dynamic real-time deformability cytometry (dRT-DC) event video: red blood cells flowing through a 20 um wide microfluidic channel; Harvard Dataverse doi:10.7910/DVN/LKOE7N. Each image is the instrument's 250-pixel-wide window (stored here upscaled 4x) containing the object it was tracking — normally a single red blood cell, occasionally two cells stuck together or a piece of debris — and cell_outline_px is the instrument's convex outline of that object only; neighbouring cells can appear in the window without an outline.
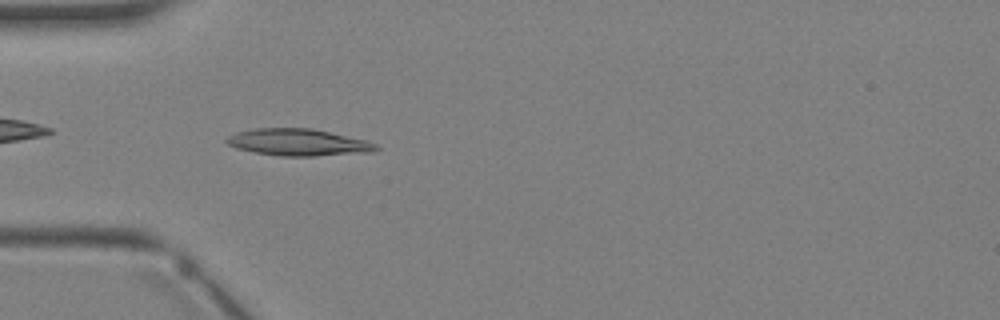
{"species": "Egyptian fruit bat (a non-hibernating species)", "species_latin": "Rousettus aegyptiacus", "temperature_condition": "warm", "stored_images_in_passage": 5, "camera_frame_rate_fps": 3000, "um_per_image_px": 0.085, "animal": {"sex": "female"}, "frame": {"image": 1, "passage_image": 4, "time_ms": 3.667, "image_size_px": [1000, 320], "cell_outline_px": [[380, 148], [376, 152], [312, 156], [280, 156], [256, 152], [236, 148], [228, 144], [224, 140], [228, 136], [236, 132], [256, 128], [312, 128], [368, 140], [376, 144]], "centroid_in_image_um": [25.4, 12.1], "position_along_channel_um": 59.6, "area_um2": 23.58}}
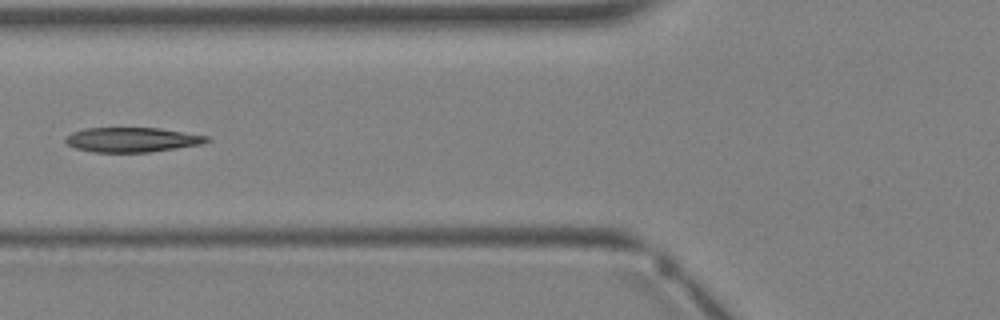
{"frame": {"image": 2, "passage_image": 5, "time_ms": 4.667, "image_size_px": [1000, 320], "cell_outline_px": [[212, 140], [200, 144], [176, 148], [148, 152], [92, 152], [76, 148], [68, 144], [64, 140], [72, 132], [84, 128], [160, 128], [208, 136]], "centroid_in_image_um": [11.23, 11.87], "position_along_channel_um": 114.6, "area_um2": 20.17}}